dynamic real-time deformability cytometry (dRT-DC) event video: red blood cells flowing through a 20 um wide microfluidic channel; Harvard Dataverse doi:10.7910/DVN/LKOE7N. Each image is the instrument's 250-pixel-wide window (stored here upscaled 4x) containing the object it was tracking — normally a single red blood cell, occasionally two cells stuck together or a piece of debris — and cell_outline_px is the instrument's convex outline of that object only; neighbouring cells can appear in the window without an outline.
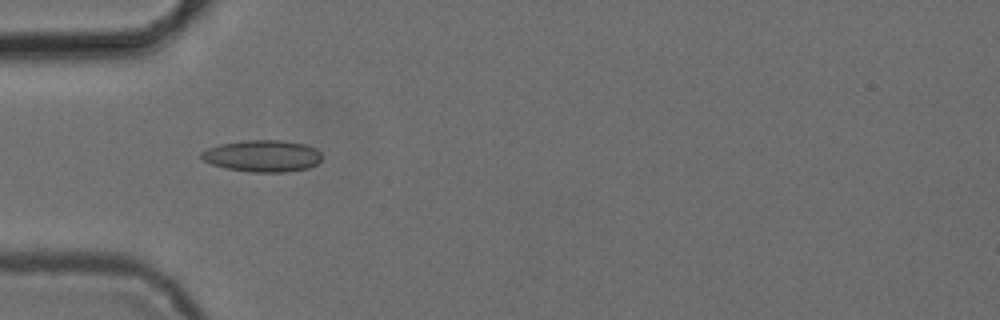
{"species": "common noctule bat (a hibernating species)", "species_latin": "Nyctalus noctula", "temperature_condition": "cold", "stored_images_in_passage": 2, "camera_frame_rate_fps": 3000, "um_per_image_px": 0.085, "animal": {"sex": "female", "body_mass_g": 24.6, "forearm_length_mm": 56.2}, "frame": {"image": 1, "passage_image": 1, "time_ms": 0.0, "image_size_px": [1000, 320], "cell_outline_px": [[320, 160], [316, 164], [308, 168], [284, 172], [252, 172], [224, 168], [212, 164], [204, 160], [200, 156], [200, 152], [208, 148], [220, 144], [244, 140], [284, 140], [304, 144], [316, 148], [320, 152]], "centroid_in_image_um": [22.3, 13.25], "position_along_channel_um": 62.7, "area_um2": 22.31}}
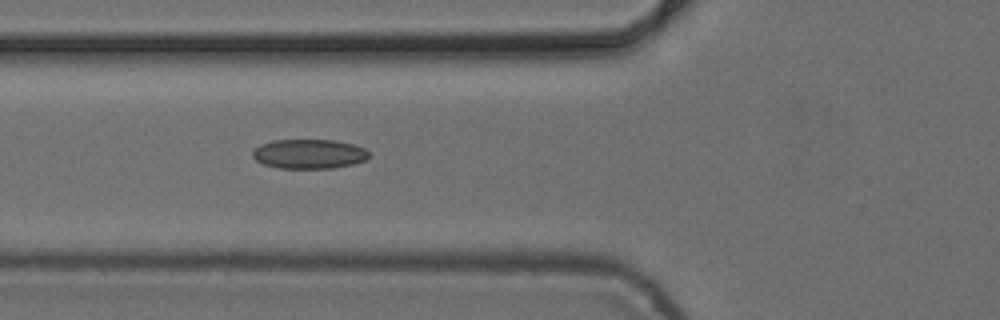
{"frame": {"image": 2, "passage_image": 2, "time_ms": 1.0, "image_size_px": [1000, 320], "cell_outline_px": [[368, 156], [364, 160], [352, 164], [332, 168], [276, 168], [264, 164], [256, 160], [252, 156], [252, 152], [260, 144], [272, 140], [336, 140], [356, 144], [364, 148], [368, 152]], "centroid_in_image_um": [26.25, 13.07], "position_along_channel_um": 99.5, "area_um2": 20.0}}